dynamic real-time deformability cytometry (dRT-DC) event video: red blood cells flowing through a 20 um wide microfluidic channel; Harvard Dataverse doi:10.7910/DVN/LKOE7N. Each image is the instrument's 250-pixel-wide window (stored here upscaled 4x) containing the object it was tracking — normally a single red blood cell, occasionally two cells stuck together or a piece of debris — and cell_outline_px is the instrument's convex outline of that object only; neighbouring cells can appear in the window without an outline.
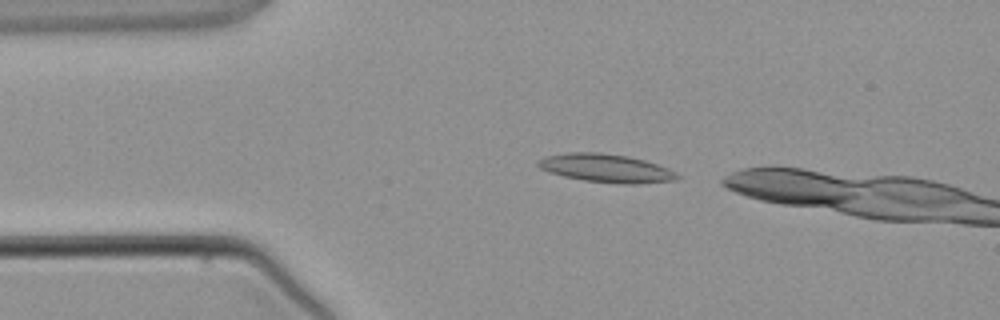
{"species": "common noctule bat (a hibernating species)", "species_latin": "Nyctalus noctula", "temperature_condition": "warm", "stored_images_in_passage": 2, "camera_frame_rate_fps": 3000, "um_per_image_px": 0.085, "animal": {"sex": "male", "body_mass_g": 21.5, "forearm_length_mm": 52.0}, "frame": {"image": 1, "passage_image": 1, "time_ms": 0.0, "image_size_px": [1000, 320], "cell_outline_px": [[680, 176], [676, 180], [640, 184], [624, 184], [584, 180], [564, 176], [548, 172], [540, 168], [536, 164], [536, 160], [544, 156], [568, 152], [600, 152], [628, 156], [644, 160], [668, 168], [676, 172]], "centroid_in_image_um": [51.49, 14.29], "position_along_channel_um": 33.5, "area_um2": 23.12}}